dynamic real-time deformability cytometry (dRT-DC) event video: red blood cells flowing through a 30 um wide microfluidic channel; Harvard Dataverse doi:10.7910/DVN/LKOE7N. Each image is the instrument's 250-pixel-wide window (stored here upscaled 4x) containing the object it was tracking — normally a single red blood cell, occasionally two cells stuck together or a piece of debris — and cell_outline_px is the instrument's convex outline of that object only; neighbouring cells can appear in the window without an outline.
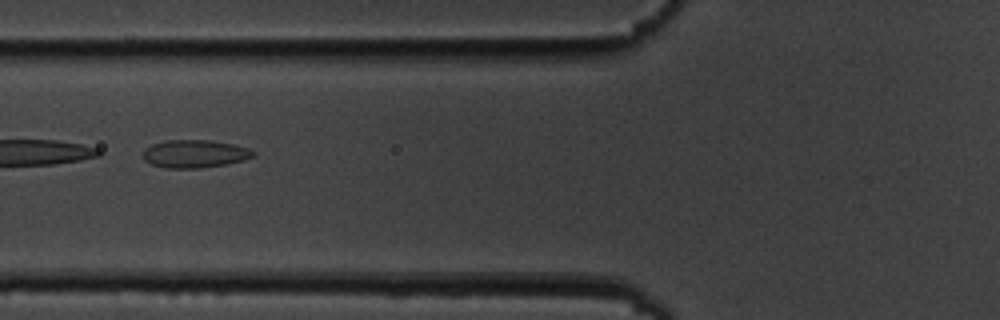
{"species": "common noctule bat (a hibernating species)", "species_latin": "Nyctalus noctula", "temperature_condition": "cold", "stored_images_in_passage": 9, "camera_frame_rate_fps": 3000, "um_per_image_px": 0.085, "animal": {"sex": "male", "body_mass_g": 19.5, "forearm_length_mm": 54.6}, "frame": {"image": 1, "passage_image": 6, "time_ms": 5.667, "image_size_px": [1000, 320], "cell_outline_px": [[256, 152], [252, 156], [244, 160], [228, 164], [200, 168], [164, 168], [152, 164], [144, 160], [144, 148], [152, 144], [164, 140], [208, 140], [232, 144], [248, 148]], "centroid_in_image_um": [16.53, 13.07], "position_along_channel_um": 109.3, "area_um2": 17.92}}
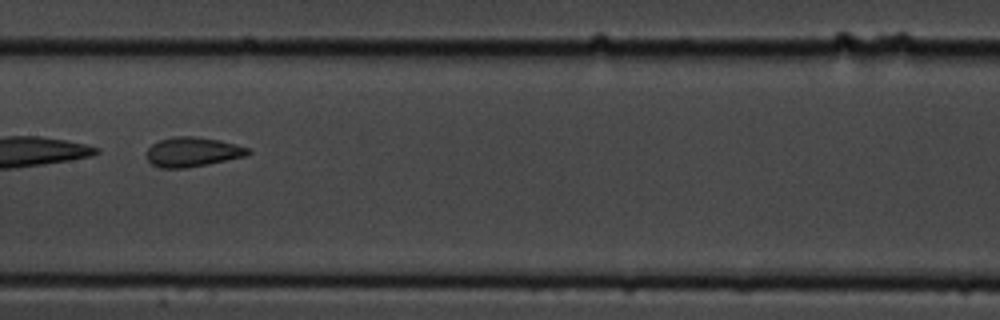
{"frame": {"image": 2, "passage_image": 8, "time_ms": 8.0, "image_size_px": [1000, 320], "cell_outline_px": [[252, 152], [244, 156], [208, 164], [188, 168], [160, 168], [152, 164], [148, 160], [148, 148], [152, 144], [160, 140], [172, 136], [196, 136], [220, 140], [236, 144], [248, 148]], "centroid_in_image_um": [16.36, 12.91], "position_along_channel_um": 191.0, "area_um2": 17.46}}